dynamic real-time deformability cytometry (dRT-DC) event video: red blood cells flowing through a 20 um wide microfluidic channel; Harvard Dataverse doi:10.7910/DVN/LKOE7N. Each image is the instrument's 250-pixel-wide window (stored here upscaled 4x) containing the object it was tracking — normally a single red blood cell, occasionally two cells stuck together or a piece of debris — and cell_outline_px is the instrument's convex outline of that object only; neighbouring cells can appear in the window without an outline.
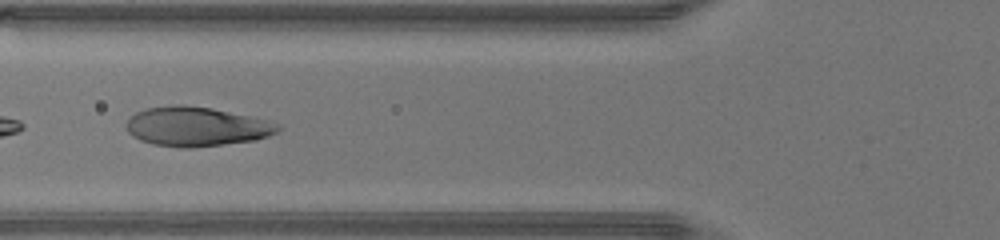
{"species": "human", "species_latin": "Homo sapiens", "temperature_condition": "warm", "stored_images_in_passage": 44, "segment_of_instrument_passage": [2, 2], "camera_frame_rate_fps": 3000, "um_per_image_px": 0.085, "donor": {"sex": "male"}, "frame": {"image": 1, "passage_image": 17, "time_ms": 5.333, "image_size_px": [1000, 240], "cell_outline_px": [[280, 128], [276, 132], [268, 136], [256, 140], [192, 148], [180, 148], [152, 144], [140, 140], [132, 136], [128, 132], [124, 124], [136, 112], [144, 108], [172, 104], [184, 104], [212, 108], [268, 120], [280, 124]], "centroid_in_image_um": [16.66, 10.75], "position_along_channel_um": 109.1, "area_um2": 35.08}}
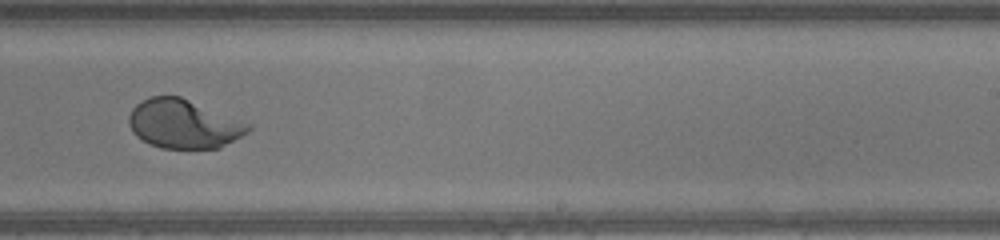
{"frame": {"image": 2, "passage_image": 28, "time_ms": 9.0, "image_size_px": [1000, 240], "cell_outline_px": [[252, 128], [248, 132], [220, 148], [160, 148], [148, 144], [136, 136], [132, 132], [128, 124], [128, 116], [132, 108], [136, 104], [152, 96], [180, 96], [252, 124]], "centroid_in_image_um": [15.6, 10.54], "position_along_channel_um": 273.4, "area_um2": 34.1}}
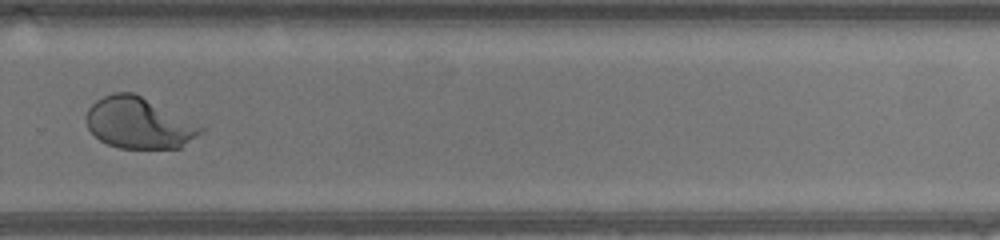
{"frame": {"image": 3, "passage_image": 31, "time_ms": 10.0, "image_size_px": [1000, 240], "cell_outline_px": [[208, 128], [204, 132], [180, 148], [120, 148], [108, 144], [100, 140], [88, 128], [84, 116], [88, 108], [96, 100], [104, 96], [116, 92], [132, 92]], "centroid_in_image_um": [11.82, 10.46], "position_along_channel_um": 318.0, "area_um2": 34.1}}